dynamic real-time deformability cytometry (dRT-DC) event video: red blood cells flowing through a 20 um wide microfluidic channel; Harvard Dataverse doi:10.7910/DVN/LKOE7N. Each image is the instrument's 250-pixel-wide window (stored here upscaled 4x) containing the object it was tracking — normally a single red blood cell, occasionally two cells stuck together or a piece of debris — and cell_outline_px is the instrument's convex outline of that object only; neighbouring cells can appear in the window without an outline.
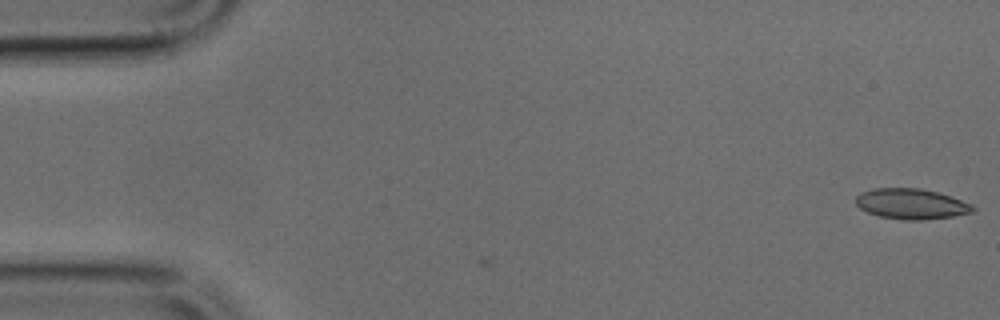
{"species": "common noctule bat (a hibernating species)", "species_latin": "Nyctalus noctula", "temperature_condition": "cold", "stored_images_in_passage": 2, "camera_frame_rate_fps": 3000, "um_per_image_px": 0.085, "animal": {"sex": "male", "body_mass_g": 17.9, "forearm_length_mm": 54.2}, "frame": {"image": 1, "passage_image": 2, "time_ms": 0.333, "image_size_px": [1000, 320], "cell_outline_px": [[976, 208], [972, 212], [952, 216], [924, 220], [904, 220], [880, 216], [868, 212], [860, 208], [856, 204], [856, 196], [860, 192], [876, 188], [920, 188], [936, 192], [972, 204]], "centroid_in_image_um": [77.44, 17.33], "position_along_channel_um": 7.6, "area_um2": 20.58}}